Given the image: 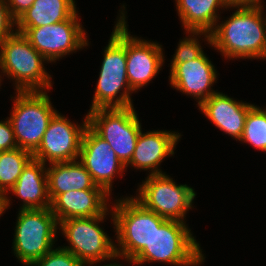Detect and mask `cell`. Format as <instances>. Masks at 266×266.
Returning a JSON list of instances; mask_svg holds the SVG:
<instances>
[{
    "label": "cell",
    "instance_id": "29",
    "mask_svg": "<svg viewBox=\"0 0 266 266\" xmlns=\"http://www.w3.org/2000/svg\"><path fill=\"white\" fill-rule=\"evenodd\" d=\"M11 16L16 20L29 9L35 0H6Z\"/></svg>",
    "mask_w": 266,
    "mask_h": 266
},
{
    "label": "cell",
    "instance_id": "31",
    "mask_svg": "<svg viewBox=\"0 0 266 266\" xmlns=\"http://www.w3.org/2000/svg\"><path fill=\"white\" fill-rule=\"evenodd\" d=\"M230 5L261 4V0H227Z\"/></svg>",
    "mask_w": 266,
    "mask_h": 266
},
{
    "label": "cell",
    "instance_id": "16",
    "mask_svg": "<svg viewBox=\"0 0 266 266\" xmlns=\"http://www.w3.org/2000/svg\"><path fill=\"white\" fill-rule=\"evenodd\" d=\"M180 136L179 133L170 131H141L132 158L125 167L131 164L136 169H150V175L162 174L157 167L165 157L174 154V147Z\"/></svg>",
    "mask_w": 266,
    "mask_h": 266
},
{
    "label": "cell",
    "instance_id": "23",
    "mask_svg": "<svg viewBox=\"0 0 266 266\" xmlns=\"http://www.w3.org/2000/svg\"><path fill=\"white\" fill-rule=\"evenodd\" d=\"M33 154L19 147L0 151V192L6 196L21 175Z\"/></svg>",
    "mask_w": 266,
    "mask_h": 266
},
{
    "label": "cell",
    "instance_id": "18",
    "mask_svg": "<svg viewBox=\"0 0 266 266\" xmlns=\"http://www.w3.org/2000/svg\"><path fill=\"white\" fill-rule=\"evenodd\" d=\"M104 190H75L57 195L50 205L58 223L70 218L103 215L108 211Z\"/></svg>",
    "mask_w": 266,
    "mask_h": 266
},
{
    "label": "cell",
    "instance_id": "19",
    "mask_svg": "<svg viewBox=\"0 0 266 266\" xmlns=\"http://www.w3.org/2000/svg\"><path fill=\"white\" fill-rule=\"evenodd\" d=\"M9 191L23 200L21 209L50 208L45 164L32 158Z\"/></svg>",
    "mask_w": 266,
    "mask_h": 266
},
{
    "label": "cell",
    "instance_id": "22",
    "mask_svg": "<svg viewBox=\"0 0 266 266\" xmlns=\"http://www.w3.org/2000/svg\"><path fill=\"white\" fill-rule=\"evenodd\" d=\"M76 12L74 0H35L16 19L17 27H40L68 20Z\"/></svg>",
    "mask_w": 266,
    "mask_h": 266
},
{
    "label": "cell",
    "instance_id": "10",
    "mask_svg": "<svg viewBox=\"0 0 266 266\" xmlns=\"http://www.w3.org/2000/svg\"><path fill=\"white\" fill-rule=\"evenodd\" d=\"M145 180L134 198L166 220L184 222L196 196L194 189L186 184L177 185L165 173L149 175Z\"/></svg>",
    "mask_w": 266,
    "mask_h": 266
},
{
    "label": "cell",
    "instance_id": "15",
    "mask_svg": "<svg viewBox=\"0 0 266 266\" xmlns=\"http://www.w3.org/2000/svg\"><path fill=\"white\" fill-rule=\"evenodd\" d=\"M170 67V84L173 88L198 98L199 106L217 93L211 90V86L216 81L217 72L204 53L190 62L171 64Z\"/></svg>",
    "mask_w": 266,
    "mask_h": 266
},
{
    "label": "cell",
    "instance_id": "26",
    "mask_svg": "<svg viewBox=\"0 0 266 266\" xmlns=\"http://www.w3.org/2000/svg\"><path fill=\"white\" fill-rule=\"evenodd\" d=\"M31 266H85L71 252L59 247L52 249L44 257L30 264Z\"/></svg>",
    "mask_w": 266,
    "mask_h": 266
},
{
    "label": "cell",
    "instance_id": "13",
    "mask_svg": "<svg viewBox=\"0 0 266 266\" xmlns=\"http://www.w3.org/2000/svg\"><path fill=\"white\" fill-rule=\"evenodd\" d=\"M79 159L91 174L94 183L108 195H110L115 174L123 173L126 169L109 143L89 125L82 136Z\"/></svg>",
    "mask_w": 266,
    "mask_h": 266
},
{
    "label": "cell",
    "instance_id": "6",
    "mask_svg": "<svg viewBox=\"0 0 266 266\" xmlns=\"http://www.w3.org/2000/svg\"><path fill=\"white\" fill-rule=\"evenodd\" d=\"M9 118L19 148L34 153L54 114L46 91H17Z\"/></svg>",
    "mask_w": 266,
    "mask_h": 266
},
{
    "label": "cell",
    "instance_id": "30",
    "mask_svg": "<svg viewBox=\"0 0 266 266\" xmlns=\"http://www.w3.org/2000/svg\"><path fill=\"white\" fill-rule=\"evenodd\" d=\"M9 200L10 199H8L7 196H5L3 193L0 192V216L8 208V206L10 204Z\"/></svg>",
    "mask_w": 266,
    "mask_h": 266
},
{
    "label": "cell",
    "instance_id": "4",
    "mask_svg": "<svg viewBox=\"0 0 266 266\" xmlns=\"http://www.w3.org/2000/svg\"><path fill=\"white\" fill-rule=\"evenodd\" d=\"M112 219L118 240L116 256L131 262L151 241L155 228L166 220L146 209L134 197L117 200Z\"/></svg>",
    "mask_w": 266,
    "mask_h": 266
},
{
    "label": "cell",
    "instance_id": "2",
    "mask_svg": "<svg viewBox=\"0 0 266 266\" xmlns=\"http://www.w3.org/2000/svg\"><path fill=\"white\" fill-rule=\"evenodd\" d=\"M124 13V11H121L109 44L105 47L104 59L90 111L133 106L129 94H131L130 92L133 93L134 90L130 87L127 79L126 21ZM121 89L123 90L122 93L120 92ZM118 93H120L119 96H117Z\"/></svg>",
    "mask_w": 266,
    "mask_h": 266
},
{
    "label": "cell",
    "instance_id": "12",
    "mask_svg": "<svg viewBox=\"0 0 266 266\" xmlns=\"http://www.w3.org/2000/svg\"><path fill=\"white\" fill-rule=\"evenodd\" d=\"M88 126V116L83 124H73L56 112L51 118L41 144L33 153V158L46 164L62 163L78 160L82 136Z\"/></svg>",
    "mask_w": 266,
    "mask_h": 266
},
{
    "label": "cell",
    "instance_id": "3",
    "mask_svg": "<svg viewBox=\"0 0 266 266\" xmlns=\"http://www.w3.org/2000/svg\"><path fill=\"white\" fill-rule=\"evenodd\" d=\"M186 223L165 220L155 228L150 243L130 262H165L170 265L197 266L205 259Z\"/></svg>",
    "mask_w": 266,
    "mask_h": 266
},
{
    "label": "cell",
    "instance_id": "7",
    "mask_svg": "<svg viewBox=\"0 0 266 266\" xmlns=\"http://www.w3.org/2000/svg\"><path fill=\"white\" fill-rule=\"evenodd\" d=\"M58 224L50 208L20 209L12 247L18 260L29 266L50 252Z\"/></svg>",
    "mask_w": 266,
    "mask_h": 266
},
{
    "label": "cell",
    "instance_id": "24",
    "mask_svg": "<svg viewBox=\"0 0 266 266\" xmlns=\"http://www.w3.org/2000/svg\"><path fill=\"white\" fill-rule=\"evenodd\" d=\"M239 141L253 145L254 148L266 151V110L252 106L246 117L244 131Z\"/></svg>",
    "mask_w": 266,
    "mask_h": 266
},
{
    "label": "cell",
    "instance_id": "21",
    "mask_svg": "<svg viewBox=\"0 0 266 266\" xmlns=\"http://www.w3.org/2000/svg\"><path fill=\"white\" fill-rule=\"evenodd\" d=\"M178 15L186 31L211 32L218 22L219 9L230 8L227 0H175ZM217 9V10H216Z\"/></svg>",
    "mask_w": 266,
    "mask_h": 266
},
{
    "label": "cell",
    "instance_id": "20",
    "mask_svg": "<svg viewBox=\"0 0 266 266\" xmlns=\"http://www.w3.org/2000/svg\"><path fill=\"white\" fill-rule=\"evenodd\" d=\"M47 171L48 195L52 201L57 195L75 190H103L78 160L52 163Z\"/></svg>",
    "mask_w": 266,
    "mask_h": 266
},
{
    "label": "cell",
    "instance_id": "32",
    "mask_svg": "<svg viewBox=\"0 0 266 266\" xmlns=\"http://www.w3.org/2000/svg\"><path fill=\"white\" fill-rule=\"evenodd\" d=\"M103 266H121V265L113 263V264H108V265H103Z\"/></svg>",
    "mask_w": 266,
    "mask_h": 266
},
{
    "label": "cell",
    "instance_id": "8",
    "mask_svg": "<svg viewBox=\"0 0 266 266\" xmlns=\"http://www.w3.org/2000/svg\"><path fill=\"white\" fill-rule=\"evenodd\" d=\"M88 125L109 143L126 166L133 155L141 124L133 106L89 111Z\"/></svg>",
    "mask_w": 266,
    "mask_h": 266
},
{
    "label": "cell",
    "instance_id": "27",
    "mask_svg": "<svg viewBox=\"0 0 266 266\" xmlns=\"http://www.w3.org/2000/svg\"><path fill=\"white\" fill-rule=\"evenodd\" d=\"M16 20L11 16L6 0H0V45L12 33ZM12 30V31H11Z\"/></svg>",
    "mask_w": 266,
    "mask_h": 266
},
{
    "label": "cell",
    "instance_id": "5",
    "mask_svg": "<svg viewBox=\"0 0 266 266\" xmlns=\"http://www.w3.org/2000/svg\"><path fill=\"white\" fill-rule=\"evenodd\" d=\"M44 61L20 32L15 31L0 45V69L15 80L16 91H46L52 87Z\"/></svg>",
    "mask_w": 266,
    "mask_h": 266
},
{
    "label": "cell",
    "instance_id": "28",
    "mask_svg": "<svg viewBox=\"0 0 266 266\" xmlns=\"http://www.w3.org/2000/svg\"><path fill=\"white\" fill-rule=\"evenodd\" d=\"M17 147L10 120L0 121V151L11 150Z\"/></svg>",
    "mask_w": 266,
    "mask_h": 266
},
{
    "label": "cell",
    "instance_id": "25",
    "mask_svg": "<svg viewBox=\"0 0 266 266\" xmlns=\"http://www.w3.org/2000/svg\"><path fill=\"white\" fill-rule=\"evenodd\" d=\"M187 33L193 34V38H184L180 41L178 44V48L176 49V53L174 54L173 60L171 64H182L184 62H190L196 58H198L202 53V47L197 41V37L199 35H205L206 41H208V44L211 43V35L209 32L206 31H187Z\"/></svg>",
    "mask_w": 266,
    "mask_h": 266
},
{
    "label": "cell",
    "instance_id": "9",
    "mask_svg": "<svg viewBox=\"0 0 266 266\" xmlns=\"http://www.w3.org/2000/svg\"><path fill=\"white\" fill-rule=\"evenodd\" d=\"M70 218L59 222L62 234L69 241L70 246L64 249L71 252L85 266L93 265L104 260L117 258L112 239L98 226L105 219V215Z\"/></svg>",
    "mask_w": 266,
    "mask_h": 266
},
{
    "label": "cell",
    "instance_id": "11",
    "mask_svg": "<svg viewBox=\"0 0 266 266\" xmlns=\"http://www.w3.org/2000/svg\"><path fill=\"white\" fill-rule=\"evenodd\" d=\"M77 11L65 21L40 27H17L29 43L48 61L69 55L88 45Z\"/></svg>",
    "mask_w": 266,
    "mask_h": 266
},
{
    "label": "cell",
    "instance_id": "17",
    "mask_svg": "<svg viewBox=\"0 0 266 266\" xmlns=\"http://www.w3.org/2000/svg\"><path fill=\"white\" fill-rule=\"evenodd\" d=\"M252 106L253 104L238 102L225 94L217 92L206 99L199 106V109L217 128L240 140L247 114Z\"/></svg>",
    "mask_w": 266,
    "mask_h": 266
},
{
    "label": "cell",
    "instance_id": "1",
    "mask_svg": "<svg viewBox=\"0 0 266 266\" xmlns=\"http://www.w3.org/2000/svg\"><path fill=\"white\" fill-rule=\"evenodd\" d=\"M232 7L238 9L210 32L211 46L226 58L266 59V16L262 14V4Z\"/></svg>",
    "mask_w": 266,
    "mask_h": 266
},
{
    "label": "cell",
    "instance_id": "14",
    "mask_svg": "<svg viewBox=\"0 0 266 266\" xmlns=\"http://www.w3.org/2000/svg\"><path fill=\"white\" fill-rule=\"evenodd\" d=\"M162 45L130 36L126 26L127 79L137 91L147 85L163 66Z\"/></svg>",
    "mask_w": 266,
    "mask_h": 266
}]
</instances>
